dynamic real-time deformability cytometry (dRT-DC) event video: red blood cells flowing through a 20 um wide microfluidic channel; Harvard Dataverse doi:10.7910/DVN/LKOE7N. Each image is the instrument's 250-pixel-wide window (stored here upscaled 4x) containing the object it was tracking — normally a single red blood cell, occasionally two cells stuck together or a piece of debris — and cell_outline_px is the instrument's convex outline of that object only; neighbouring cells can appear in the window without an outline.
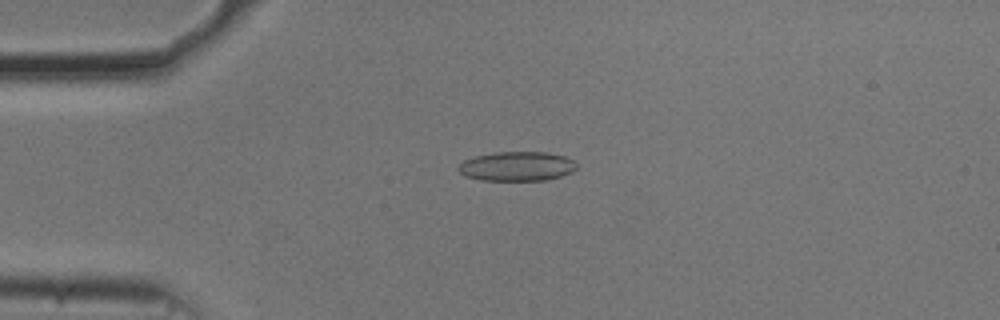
{"species": "common noctule bat (a hibernating species)", "species_latin": "Nyctalus noctula", "temperature_condition": "cold", "stored_images_in_passage": 54, "camera_frame_rate_fps": 3000, "um_per_image_px": 0.085, "animal": {"sex": "male", "body_mass_g": 20.5, "forearm_length_mm": 52.5}, "frame": {"image": 1, "passage_image": 13, "time_ms": 4.0, "image_size_px": [1000, 320], "cell_outline_px": [[576, 168], [572, 172], [560, 176], [544, 180], [480, 180], [464, 176], [456, 168], [464, 160], [476, 156], [496, 152], [544, 152], [564, 156], [572, 160], [576, 164]], "centroid_in_image_um": [43.91, 14.14], "position_along_channel_um": 41.1, "area_um2": 20.11}}
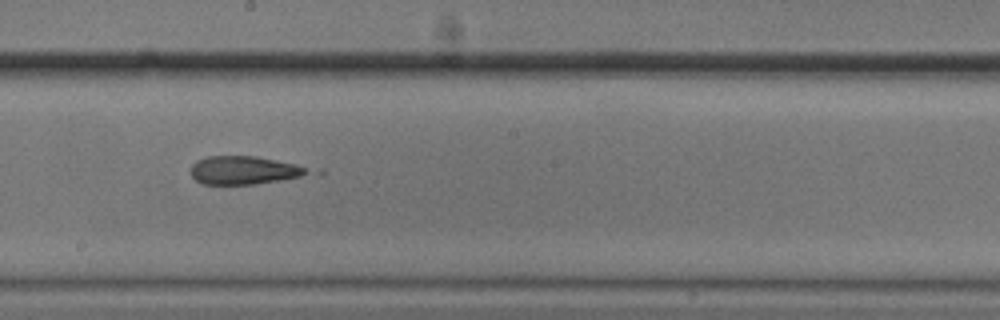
{"frame": {"image": 2, "passage_image": 30, "time_ms": 9.667, "image_size_px": [1000, 320], "cell_outline_px": [[308, 172], [300, 176], [256, 184], [204, 184], [196, 180], [192, 176], [192, 164], [196, 160], [208, 156], [256, 156], [296, 164], [304, 168]], "centroid_in_image_um": [20.66, 14.46], "position_along_channel_um": 227.5, "area_um2": 18.84}}
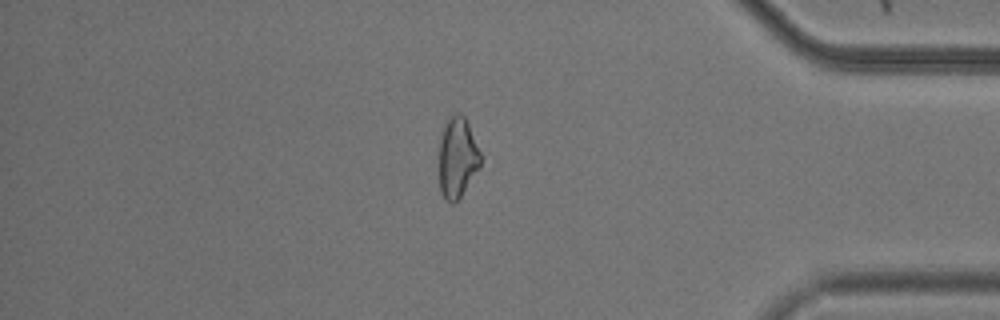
{"frame": {"image": 3, "passage_image": 46, "time_ms": 15.0, "image_size_px": [1000, 320], "cell_outline_px": [[480, 168], [460, 196], [452, 204], [444, 200], [440, 192], [440, 136], [444, 124], [452, 112], [460, 112], [464, 116], [468, 124], [480, 152]], "centroid_in_image_um": [38.87, 13.37], "position_along_channel_um": 396.3, "area_um2": 19.42}, "authors_computed_cell_mechanics": {"area_um2": 20.3456, "velocity_mm_per_s": 3.7287, "shape_relaxation_time_tau1_ms": null, "shape_relaxation_time_tau2_ms": 2.813, "deformation_change_tau1": null, "deformation_change_tau2": 0.1133}}